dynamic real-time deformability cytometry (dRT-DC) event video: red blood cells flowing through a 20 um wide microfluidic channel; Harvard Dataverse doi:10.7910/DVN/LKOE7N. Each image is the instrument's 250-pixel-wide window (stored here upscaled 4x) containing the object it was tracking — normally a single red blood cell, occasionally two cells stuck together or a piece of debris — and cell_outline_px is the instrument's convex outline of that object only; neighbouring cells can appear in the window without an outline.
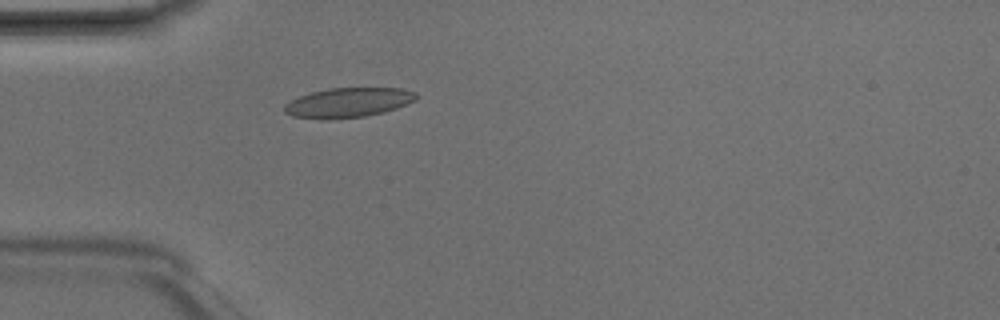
{"species": "Egyptian fruit bat (a non-hibernating species)", "species_latin": "Rousettus aegyptiacus", "temperature_condition": "room temperature", "stored_images_in_passage": 4, "camera_frame_rate_fps": 3000, "um_per_image_px": 0.085, "animal": {"sex": "male"}, "frame": {"image": 1, "passage_image": 4, "time_ms": 1.0, "image_size_px": [1000, 320], "cell_outline_px": [[420, 96], [416, 100], [396, 108], [384, 112], [364, 116], [328, 120], [292, 116], [284, 112], [284, 104], [300, 96], [312, 92], [328, 88], [400, 88], [416, 92]], "centroid_in_image_um": [29.61, 8.72], "position_along_channel_um": 55.4, "area_um2": 22.83}}